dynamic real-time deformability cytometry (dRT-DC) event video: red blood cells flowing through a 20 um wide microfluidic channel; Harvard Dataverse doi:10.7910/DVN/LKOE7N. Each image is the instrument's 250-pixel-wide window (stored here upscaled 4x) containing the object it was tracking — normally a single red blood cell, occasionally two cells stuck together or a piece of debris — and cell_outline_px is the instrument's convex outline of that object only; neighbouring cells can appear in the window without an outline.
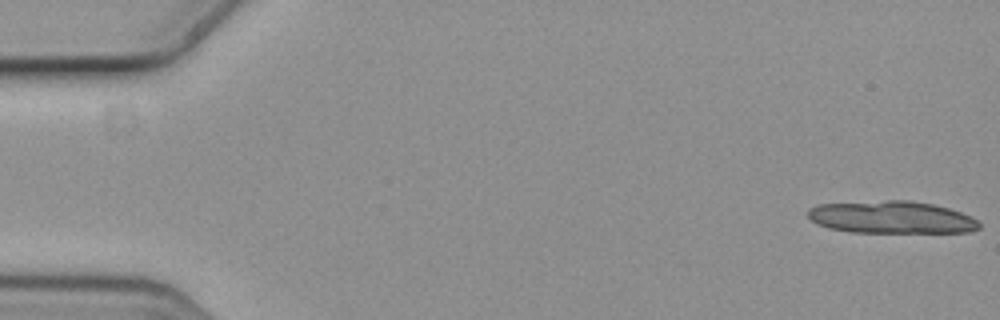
{"species": "common noctule bat (a hibernating species)", "species_latin": "Nyctalus noctula", "temperature_condition": "cold", "stored_images_in_passage": 6, "camera_frame_rate_fps": 3000, "um_per_image_px": 0.085, "animal": {"sex": "female", "body_mass_g": 19.3, "forearm_length_mm": 54.1}, "frame": {"image": 1, "passage_image": 1, "time_ms": 0.0, "image_size_px": [1000, 320], "cell_outline_px": [[980, 228], [968, 232], [852, 232], [828, 228], [816, 224], [808, 216], [808, 208], [816, 204], [888, 200], [908, 200], [932, 204], [948, 208], [972, 216], [980, 224]], "centroid_in_image_um": [75.75, 18.46], "position_along_channel_um": 9.3, "area_um2": 32.37}}
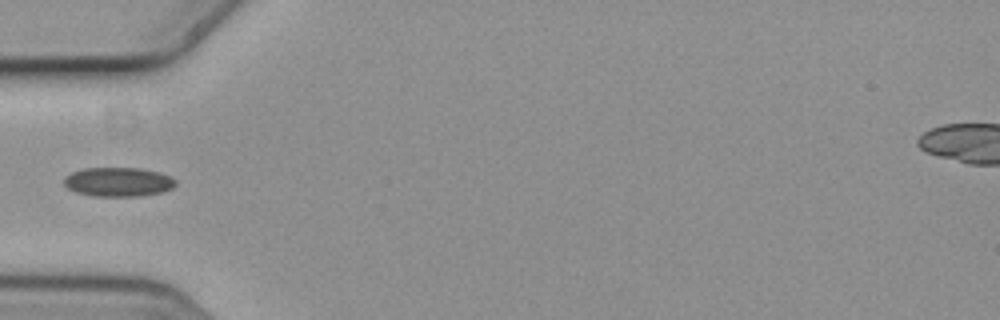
{"frame": {"image": 2, "passage_image": 6, "time_ms": 1.667, "image_size_px": [1000, 320], "cell_outline_px": [[176, 184], [172, 188], [160, 192], [140, 196], [92, 196], [76, 192], [68, 188], [64, 184], [64, 176], [72, 172], [84, 168], [140, 168], [156, 172], [168, 176], [176, 180]], "centroid_in_image_um": [10.01, 15.46], "position_along_channel_um": 75.0, "area_um2": 18.84}}